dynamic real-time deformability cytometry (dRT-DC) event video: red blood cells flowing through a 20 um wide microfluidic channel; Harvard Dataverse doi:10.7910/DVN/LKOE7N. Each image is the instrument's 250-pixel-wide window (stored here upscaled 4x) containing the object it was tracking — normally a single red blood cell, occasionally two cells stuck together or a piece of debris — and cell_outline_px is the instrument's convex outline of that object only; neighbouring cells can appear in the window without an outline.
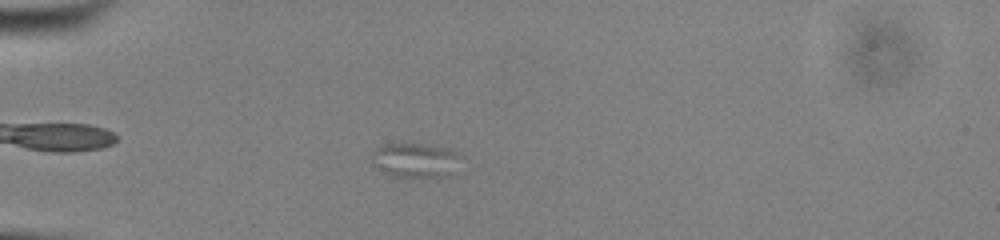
{"species": "common noctule bat (a hibernating species)", "species_latin": "Nyctalus noctula", "temperature_condition": "cold", "stored_images_in_passage": 40, "camera_frame_rate_fps": 3000, "um_per_image_px": 0.085, "animal": {"sex": "male", "body_mass_g": 13.0, "forearm_length_mm": 53.1}, "frame": {"image": 1, "passage_image": 1, "time_ms": 0.0, "image_size_px": [1000, 240], "cell_outline_px": [[464, 156], [448, 176], [436, 180], [388, 176], [380, 172], [372, 164], [372, 152], [376, 148], [384, 144], [428, 144], [448, 148]], "centroid_in_image_um": [35.31, 13.67], "position_along_channel_um": 49.7, "area_um2": 18.9}}
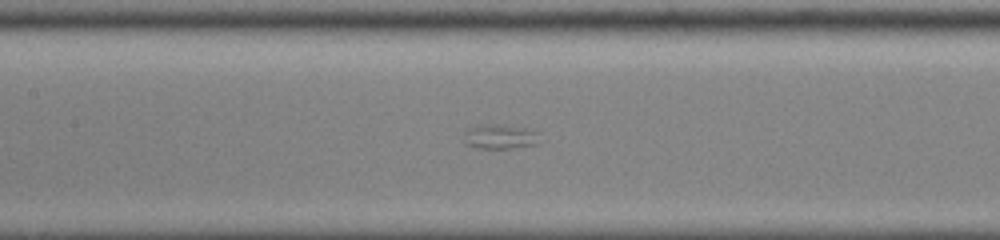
{"frame": {"image": 2, "passage_image": 12, "time_ms": 3.667, "image_size_px": [1000, 240], "cell_outline_px": [[536, 132], [532, 144], [508, 148], [480, 148], [468, 144], [464, 140], [464, 132], [468, 128], [480, 124], [496, 124], [524, 128]], "centroid_in_image_um": [42.35, 11.59], "position_along_channel_um": 165.1, "area_um2": 10.23}}
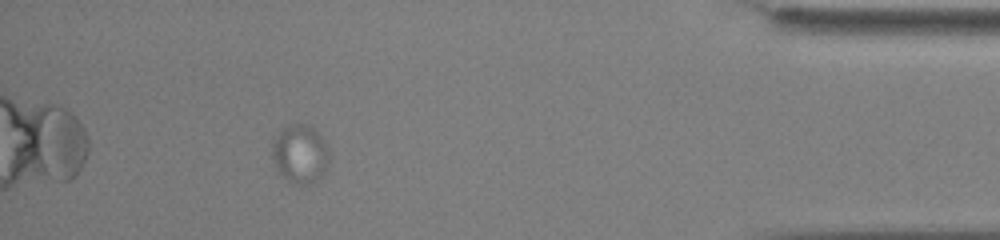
{"frame": {"image": 3, "passage_image": 35, "time_ms": 11.333, "image_size_px": [1000, 240], "cell_outline_px": [[328, 168], [312, 184], [292, 184], [276, 168], [272, 156], [272, 144], [276, 136], [284, 128], [292, 124], [304, 124], [312, 128], [328, 144]], "centroid_in_image_um": [25.52, 13.1], "position_along_channel_um": 409.7, "area_um2": 19.25}}